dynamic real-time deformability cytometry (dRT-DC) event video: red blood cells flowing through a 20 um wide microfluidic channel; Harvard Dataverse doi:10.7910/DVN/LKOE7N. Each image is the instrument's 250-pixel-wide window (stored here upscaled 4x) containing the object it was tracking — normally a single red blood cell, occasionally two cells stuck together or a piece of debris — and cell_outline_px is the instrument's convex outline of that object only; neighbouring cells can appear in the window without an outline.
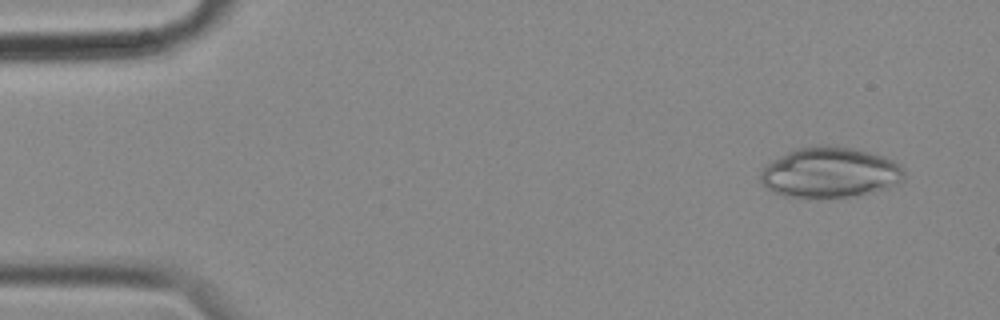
{"species": "common noctule bat (a hibernating species)", "species_latin": "Nyctalus noctula", "temperature_condition": "cold", "stored_images_in_passage": 56, "camera_frame_rate_fps": 3000, "um_per_image_px": 0.085, "animal": {"sex": "female", "body_mass_g": 18.4}, "frame": {"image": 1, "passage_image": 4, "time_ms": 1.0, "image_size_px": [1000, 320], "cell_outline_px": [[904, 180], [888, 188], [872, 192], [848, 196], [784, 196], [768, 188], [760, 180], [760, 172], [772, 160], [788, 152], [800, 148], [852, 148], [884, 156], [892, 160], [904, 172]], "centroid_in_image_um": [70.56, 14.68], "position_along_channel_um": 14.4, "area_um2": 40.63}}
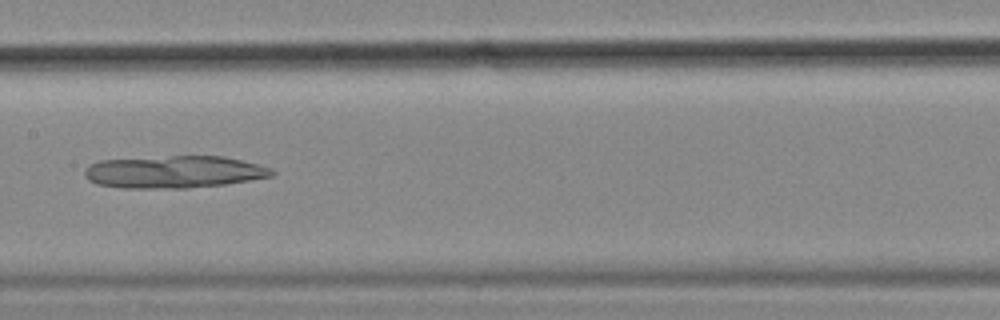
{"frame": {"image": 2, "passage_image": 28, "time_ms": 9.0, "image_size_px": [1000, 320], "cell_outline_px": [[276, 172], [272, 176], [224, 184], [188, 188], [124, 188], [96, 184], [88, 180], [84, 176], [84, 172], [92, 164], [100, 160], [172, 156], [224, 156], [272, 168]], "centroid_in_image_um": [14.79, 14.61], "position_along_channel_um": 192.6, "area_um2": 35.08}}
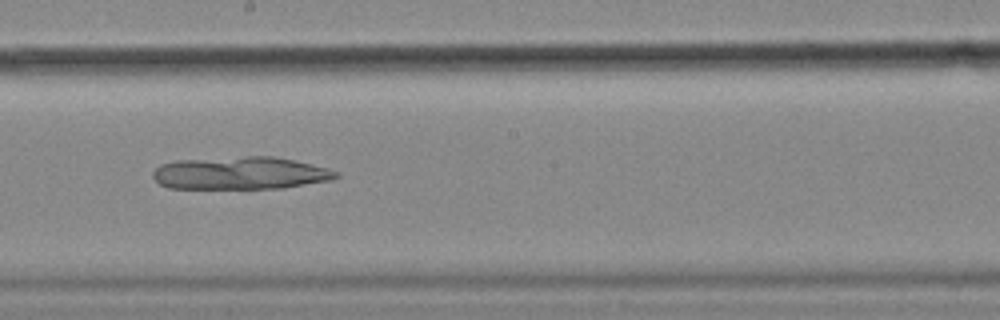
{"frame": {"image": 3, "passage_image": 31, "time_ms": 10.0, "image_size_px": [1000, 320], "cell_outline_px": [[340, 176], [332, 180], [284, 188], [168, 188], [160, 184], [152, 176], [152, 172], [160, 164], [176, 160], [248, 156], [272, 156], [292, 160], [328, 168], [340, 172]], "centroid_in_image_um": [20.45, 14.71], "position_along_channel_um": 227.8, "area_um2": 34.91}}